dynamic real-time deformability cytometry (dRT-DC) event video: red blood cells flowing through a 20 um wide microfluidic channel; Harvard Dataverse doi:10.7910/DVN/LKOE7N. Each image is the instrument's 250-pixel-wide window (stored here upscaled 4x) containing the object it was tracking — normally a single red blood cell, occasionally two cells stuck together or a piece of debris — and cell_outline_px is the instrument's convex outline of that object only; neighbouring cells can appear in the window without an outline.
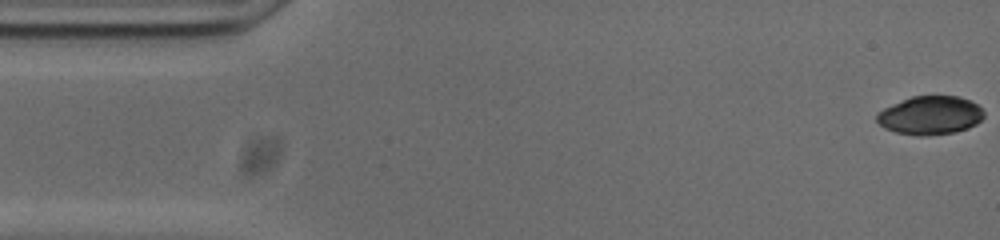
{"species": "common noctule bat (a hibernating species)", "species_latin": "Nyctalus noctula", "temperature_condition": "cold", "stored_images_in_passage": 53, "camera_frame_rate_fps": 3000, "um_per_image_px": 0.085, "animal": {"sex": "male", "body_mass_g": 20.0, "forearm_length_mm": 53.3}, "frame": {"image": 1, "passage_image": 1, "time_ms": 0.0, "image_size_px": [1000, 240], "cell_outline_px": [[984, 116], [976, 124], [968, 128], [956, 132], [928, 136], [916, 136], [896, 132], [884, 128], [876, 120], [876, 112], [892, 104], [912, 96], [960, 96], [976, 104], [984, 112]], "centroid_in_image_um": [79.05, 9.81], "position_along_channel_um": 6.0, "area_um2": 24.16}}
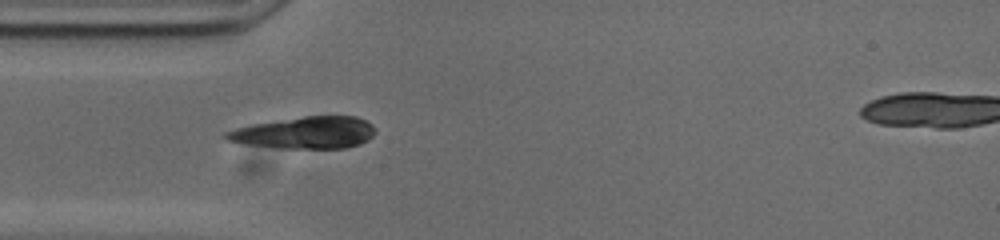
{"frame": {"image": 2, "passage_image": 15, "time_ms": 4.667, "image_size_px": [1000, 240], "cell_outline_px": [[376, 132], [368, 140], [360, 144], [344, 148], [284, 148], [248, 144], [228, 140], [220, 136], [224, 132], [236, 128], [252, 124], [304, 116], [356, 116], [372, 124]], "centroid_in_image_um": [25.94, 11.27], "position_along_channel_um": 59.1, "area_um2": 27.63}}
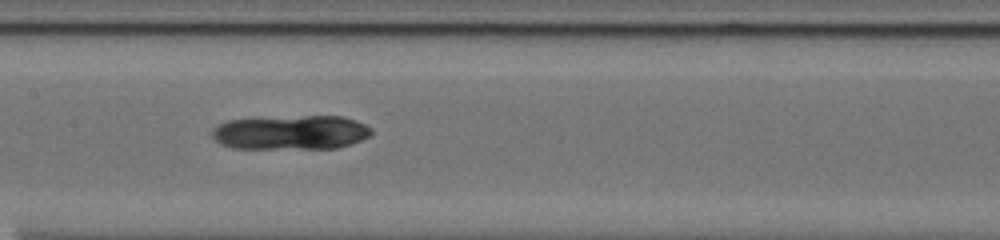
{"frame": {"image": 3, "passage_image": 25, "time_ms": 8.0, "image_size_px": [1000, 240], "cell_outline_px": [[372, 132], [368, 136], [352, 144], [336, 148], [232, 148], [220, 144], [212, 136], [212, 128], [216, 124], [228, 120], [256, 116], [344, 116], [356, 120], [372, 128]], "centroid_in_image_um": [24.67, 11.23], "position_along_channel_um": 182.7, "area_um2": 32.48}}